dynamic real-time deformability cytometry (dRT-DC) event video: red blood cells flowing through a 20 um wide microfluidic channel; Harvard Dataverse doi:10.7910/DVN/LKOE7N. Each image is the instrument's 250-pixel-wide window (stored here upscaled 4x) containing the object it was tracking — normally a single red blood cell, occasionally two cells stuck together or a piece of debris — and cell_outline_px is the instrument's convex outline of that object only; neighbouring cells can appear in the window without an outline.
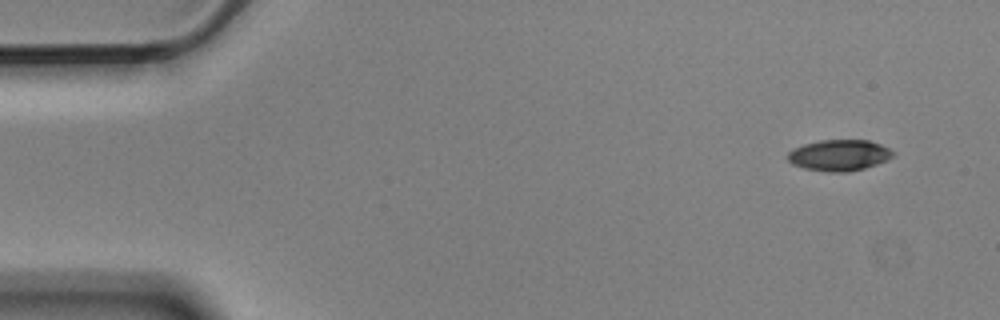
{"species": "Egyptian fruit bat (a non-hibernating species)", "species_latin": "Rousettus aegyptiacus", "temperature_condition": "cold", "stored_images_in_passage": 5, "segment_of_instrument_passage": [1, 2], "camera_frame_rate_fps": 3000, "um_per_image_px": 0.085, "animal": {"sex": "male"}, "frame": {"image": 1, "passage_image": 1, "time_ms": 0.0, "image_size_px": [1000, 320], "cell_outline_px": [[896, 152], [888, 160], [864, 168], [848, 172], [828, 172], [804, 168], [792, 164], [788, 160], [788, 152], [804, 144], [820, 140], [868, 140], [880, 144]], "centroid_in_image_um": [71.35, 13.2], "position_along_channel_um": 13.7, "area_um2": 19.02}}